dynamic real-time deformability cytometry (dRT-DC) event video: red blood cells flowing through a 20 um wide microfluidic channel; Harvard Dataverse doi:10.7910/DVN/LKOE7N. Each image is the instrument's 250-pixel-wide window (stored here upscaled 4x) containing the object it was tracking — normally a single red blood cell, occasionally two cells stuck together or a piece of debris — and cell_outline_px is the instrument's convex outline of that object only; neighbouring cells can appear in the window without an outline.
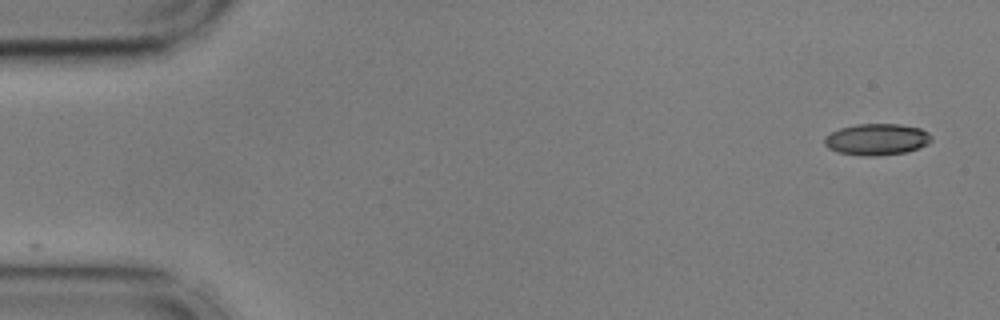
{"species": "common noctule bat (a hibernating species)", "species_latin": "Nyctalus noctula", "temperature_condition": "cold", "stored_images_in_passage": 54, "camera_frame_rate_fps": 3000, "um_per_image_px": 0.085, "animal": {"sex": "male", "body_mass_g": 17.9, "forearm_length_mm": 54.2}, "frame": {"image": 1, "passage_image": 1, "time_ms": 0.0, "image_size_px": [1000, 320], "cell_outline_px": [[932, 140], [928, 144], [908, 152], [876, 156], [864, 156], [836, 152], [828, 148], [824, 144], [824, 136], [840, 128], [856, 124], [900, 124], [920, 128], [928, 132], [932, 136]], "centroid_in_image_um": [74.53, 11.85], "position_along_channel_um": 10.5, "area_um2": 19.83}}
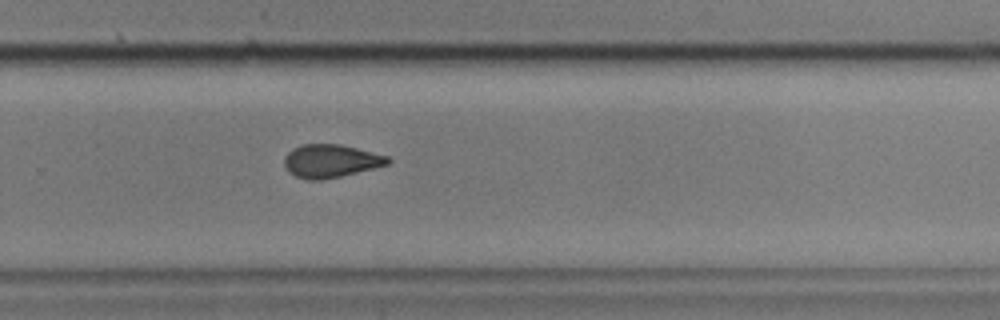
{"frame": {"image": 2, "passage_image": 35, "time_ms": 11.333, "image_size_px": [1000, 320], "cell_outline_px": [[392, 160], [388, 164], [340, 176], [320, 180], [308, 180], [296, 176], [288, 172], [284, 164], [284, 156], [292, 148], [300, 144], [340, 144], [388, 156]], "centroid_in_image_um": [28.07, 13.67], "position_along_channel_um": 301.7, "area_um2": 19.88}}
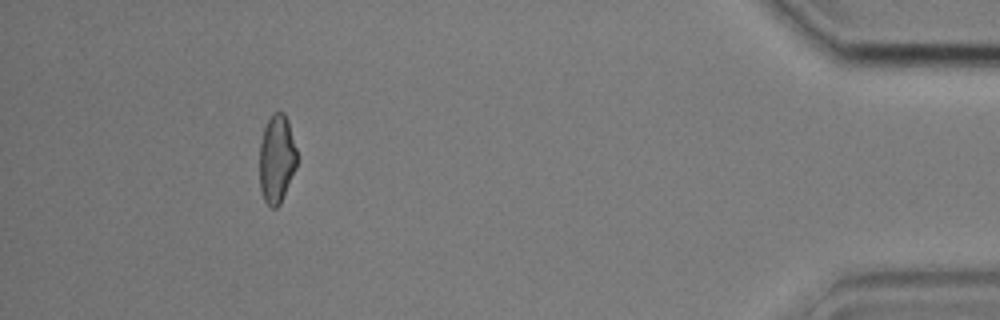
{"frame": {"image": 3, "passage_image": 49, "time_ms": 16.0, "image_size_px": [1000, 320], "cell_outline_px": [[296, 168], [280, 204], [276, 208], [272, 208], [264, 200], [260, 188], [260, 140], [264, 128], [272, 112], [284, 112], [288, 120], [296, 148]], "centroid_in_image_um": [23.51, 13.49], "position_along_channel_um": 411.7, "area_um2": 19.25}, "authors_computed_cell_mechanics": {"area_um2": 19.9699, "velocity_mm_per_s": 3.6245, "shape_relaxation_time_tau1_ms": null, "shape_relaxation_time_tau2_ms": 3.1908, "deformation_change_tau1": null, "deformation_change_tau2": 0.0918}}